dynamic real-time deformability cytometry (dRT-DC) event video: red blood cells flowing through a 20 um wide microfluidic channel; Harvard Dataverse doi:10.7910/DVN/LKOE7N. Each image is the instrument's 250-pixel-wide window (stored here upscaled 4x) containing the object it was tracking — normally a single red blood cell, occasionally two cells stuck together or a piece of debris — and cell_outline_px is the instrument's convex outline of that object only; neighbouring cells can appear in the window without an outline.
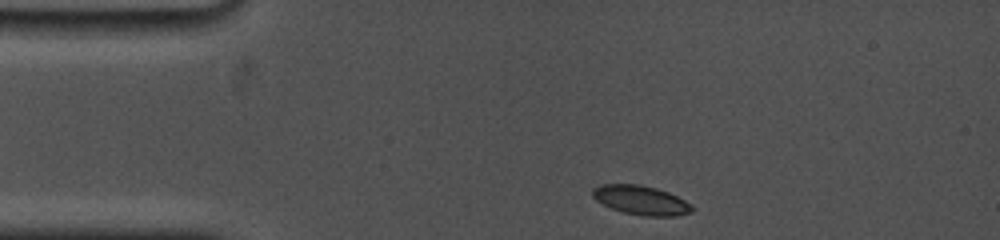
{"species": "common noctule bat (a hibernating species)", "species_latin": "Nyctalus noctula", "temperature_condition": "cold", "stored_images_in_passage": 35, "camera_frame_rate_fps": 5000, "um_per_image_px": 0.085, "animal": {"sex": "female", "body_mass_g": 19.0, "forearm_length_mm": 53.3}, "frame": {"image": 1, "passage_image": 1, "time_ms": 0.0, "image_size_px": [1000, 240], "cell_outline_px": [[696, 208], [692, 212], [676, 216], [644, 216], [624, 212], [612, 208], [596, 200], [592, 196], [592, 188], [600, 184], [640, 184], [656, 188], [668, 192], [692, 204]], "centroid_in_image_um": [54.5, 17.01], "position_along_channel_um": 30.5, "area_um2": 16.99}}
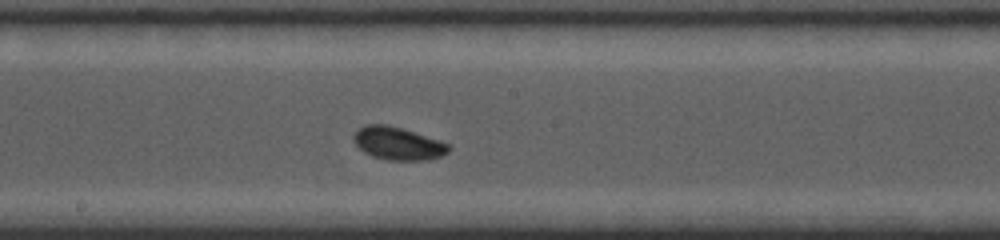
{"frame": {"image": 2, "passage_image": 18, "time_ms": 6.2, "image_size_px": [1000, 240], "cell_outline_px": [[452, 148], [448, 152], [440, 156], [428, 160], [388, 160], [372, 156], [364, 152], [352, 140], [352, 136], [364, 124], [388, 124], [440, 140], [448, 144]], "centroid_in_image_um": [33.82, 12.19], "position_along_channel_um": 214.4, "area_um2": 18.21}}
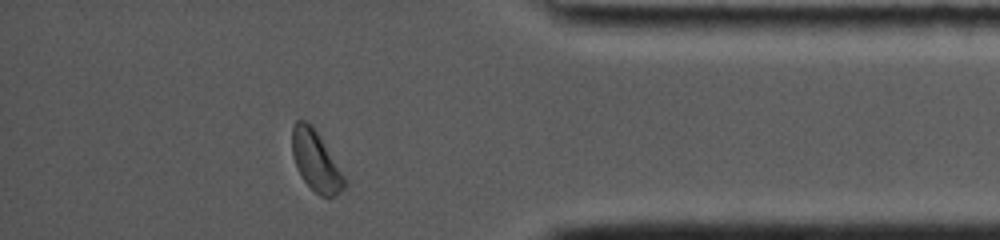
{"frame": {"image": 3, "passage_image": 32, "time_ms": 11.8, "image_size_px": [1000, 240], "cell_outline_px": [[348, 184], [344, 188], [332, 196], [320, 196], [300, 176], [296, 168], [292, 156], [292, 124], [296, 120], [304, 120], [312, 124], [320, 136], [344, 176]], "centroid_in_image_um": [26.81, 13.65], "position_along_channel_um": 408.4, "area_um2": 18.26}, "authors_computed_cell_mechanics": {"area_um2": 17.9758, "velocity_mm_per_s": 3.6884, "shape_relaxation_time_tau1_ms": 2.8423, "shape_relaxation_time_tau2_ms": null, "deformation_change_tau1": 0.0914, "deformation_change_tau2": null}}